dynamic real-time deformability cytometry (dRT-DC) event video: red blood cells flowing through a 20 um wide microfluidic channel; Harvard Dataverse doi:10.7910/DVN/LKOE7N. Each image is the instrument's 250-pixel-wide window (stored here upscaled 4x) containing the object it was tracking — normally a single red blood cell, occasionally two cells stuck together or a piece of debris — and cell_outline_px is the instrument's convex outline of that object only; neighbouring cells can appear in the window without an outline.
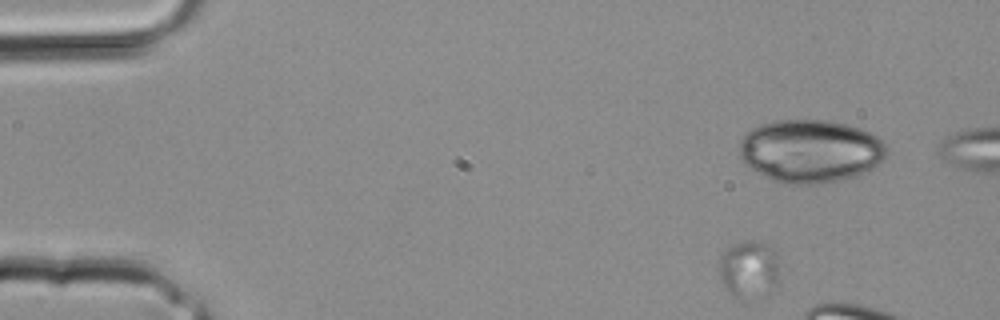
{"species": "common noctule bat (a hibernating species)", "species_latin": "Nyctalus noctula", "temperature_condition": "room temperature", "stored_images_in_passage": 8, "camera_frame_rate_fps": 3000, "um_per_image_px": 0.085, "animal": {"sex": "male", "body_mass_g": 20.4}, "frame": {"image": 1, "passage_image": 3, "time_ms": 0.667, "image_size_px": [1000, 320], "cell_outline_px": [[776, 284], [740, 300], [724, 284], [720, 276], [720, 256], [732, 244], [748, 240], [752, 240], [764, 244], [776, 256]], "centroid_in_image_um": [63.58, 22.8], "position_along_channel_um": 21.4, "area_um2": 18.55}}